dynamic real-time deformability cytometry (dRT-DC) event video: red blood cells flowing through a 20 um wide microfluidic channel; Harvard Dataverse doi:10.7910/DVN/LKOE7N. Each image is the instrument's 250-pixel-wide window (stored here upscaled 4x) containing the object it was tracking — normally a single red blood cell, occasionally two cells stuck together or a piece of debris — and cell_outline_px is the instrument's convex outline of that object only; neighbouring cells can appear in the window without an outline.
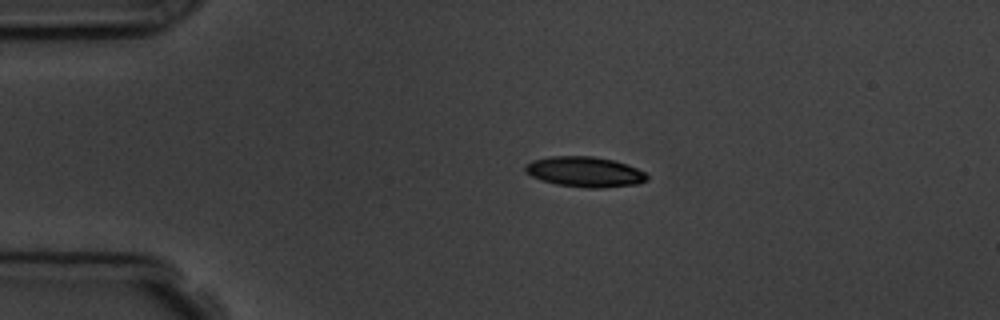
{"species": "common noctule bat (a hibernating species)", "species_latin": "Nyctalus noctula", "temperature_condition": "room temperature", "stored_images_in_passage": 2, "camera_frame_rate_fps": 3000, "um_per_image_px": 0.085, "animal": {"sex": "male", "body_mass_g": 19.5, "forearm_length_mm": 54.6}, "frame": {"image": 1, "passage_image": 1, "time_ms": 0.0, "image_size_px": [1000, 320], "cell_outline_px": [[648, 180], [636, 184], [604, 188], [584, 188], [556, 184], [540, 180], [524, 172], [524, 168], [532, 160], [548, 156], [592, 156], [612, 160], [628, 164], [644, 172], [648, 176]], "centroid_in_image_um": [49.69, 14.61], "position_along_channel_um": 35.3, "area_um2": 21.62}}